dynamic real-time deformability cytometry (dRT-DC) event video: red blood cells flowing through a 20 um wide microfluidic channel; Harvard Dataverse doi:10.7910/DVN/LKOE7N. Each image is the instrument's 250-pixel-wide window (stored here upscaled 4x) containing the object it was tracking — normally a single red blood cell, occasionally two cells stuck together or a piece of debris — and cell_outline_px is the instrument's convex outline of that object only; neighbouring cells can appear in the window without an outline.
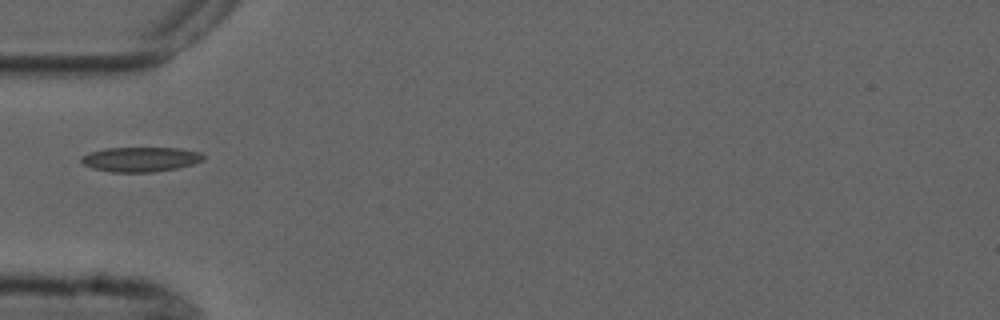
{"species": "common noctule bat (a hibernating species)", "species_latin": "Nyctalus noctula", "temperature_condition": "cold", "stored_images_in_passage": 1, "camera_frame_rate_fps": 3000, "um_per_image_px": 0.085, "animal": {"sex": "male", "forearm_length_mm": 52.5}, "frame": {"image": 1, "passage_image": 1, "time_ms": 0.0, "image_size_px": [1000, 320], "cell_outline_px": [[204, 160], [192, 164], [176, 168], [152, 172], [112, 172], [92, 168], [84, 164], [80, 160], [80, 156], [88, 152], [104, 148], [180, 148], [200, 152], [204, 156]], "centroid_in_image_um": [11.91, 13.53], "position_along_channel_um": 73.1, "area_um2": 17.63}}